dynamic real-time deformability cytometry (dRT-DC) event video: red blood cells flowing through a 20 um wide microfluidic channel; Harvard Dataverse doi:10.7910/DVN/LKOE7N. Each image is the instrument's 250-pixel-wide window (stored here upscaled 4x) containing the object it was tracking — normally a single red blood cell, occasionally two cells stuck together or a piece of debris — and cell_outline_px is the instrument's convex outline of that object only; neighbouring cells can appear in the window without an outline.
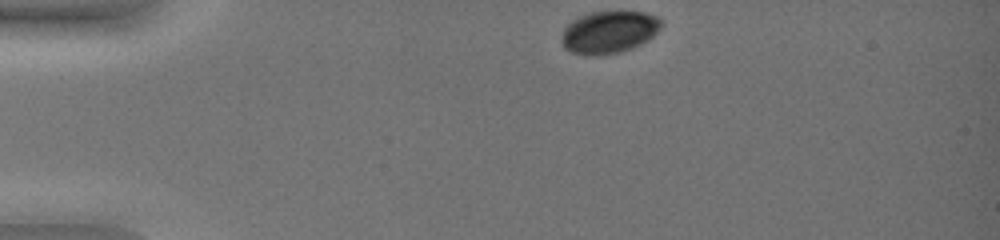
{"species": "common noctule bat (a hibernating species)", "species_latin": "Nyctalus noctula", "temperature_condition": "warm", "stored_images_in_passage": 40, "camera_frame_rate_fps": 3000, "um_per_image_px": 0.085, "animal": {"sex": "female", "body_mass_g": 19.0, "forearm_length_mm": 51.5}, "frame": {"image": 1, "passage_image": 1, "time_ms": 0.0, "image_size_px": [1000, 240], "cell_outline_px": [[664, 24], [652, 36], [640, 44], [632, 48], [620, 52], [600, 56], [592, 56], [572, 52], [564, 48], [564, 28], [572, 20], [580, 16], [592, 12], [644, 12], [660, 16], [664, 20]], "centroid_in_image_um": [51.82, 2.72], "position_along_channel_um": 33.2, "area_um2": 24.51}}
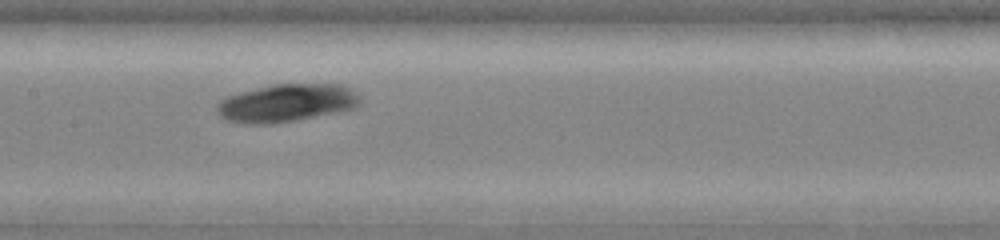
{"frame": {"image": 2, "passage_image": 18, "time_ms": 5.667, "image_size_px": [1000, 240], "cell_outline_px": [[360, 104], [352, 108], [336, 112], [296, 120], [272, 124], [244, 124], [228, 120], [220, 116], [216, 112], [216, 104], [220, 100], [228, 96], [272, 84], [340, 84], [348, 88], [360, 96]], "centroid_in_image_um": [24.32, 8.76], "position_along_channel_um": 183.1, "area_um2": 31.39}}
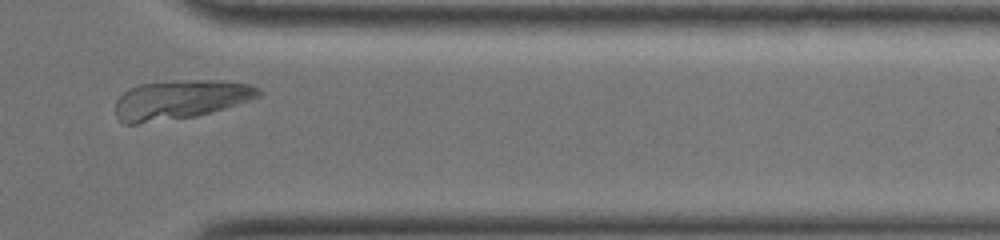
{"frame": {"image": 3, "passage_image": 35, "time_ms": 11.333, "image_size_px": [1000, 240], "cell_outline_px": [[264, 92], [260, 96], [212, 112], [196, 116], [136, 124], [120, 124], [116, 116], [116, 100], [128, 88], [136, 84], [192, 80], [228, 80], [248, 84], [260, 88]], "centroid_in_image_um": [15.31, 8.46], "position_along_channel_um": 396.1, "area_um2": 32.77}}